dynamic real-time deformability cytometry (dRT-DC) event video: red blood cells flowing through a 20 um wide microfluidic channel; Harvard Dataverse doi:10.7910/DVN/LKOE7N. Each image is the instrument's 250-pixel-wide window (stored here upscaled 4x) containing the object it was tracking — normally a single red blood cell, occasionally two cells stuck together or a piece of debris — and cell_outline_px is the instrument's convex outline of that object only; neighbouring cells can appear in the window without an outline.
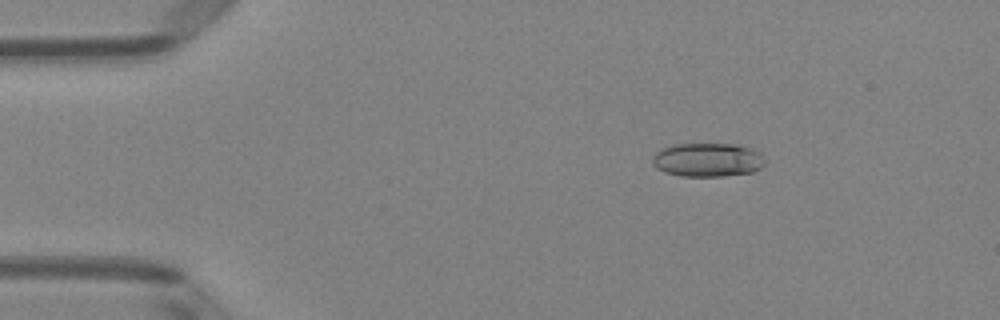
{"species": "Egyptian fruit bat (a non-hibernating species)", "species_latin": "Rousettus aegyptiacus", "temperature_condition": "room temperature", "stored_images_in_passage": 50, "camera_frame_rate_fps": 3000, "um_per_image_px": 0.085, "animal": {"sex": "female"}, "frame": {"image": 1, "passage_image": 8, "time_ms": 2.333, "image_size_px": [1000, 320], "cell_outline_px": [[764, 164], [760, 168], [752, 172], [724, 176], [680, 176], [664, 172], [656, 168], [652, 164], [652, 156], [660, 148], [672, 144], [736, 144], [760, 152], [764, 160]], "centroid_in_image_um": [60.09, 13.58], "position_along_channel_um": 24.9, "area_um2": 22.31}}
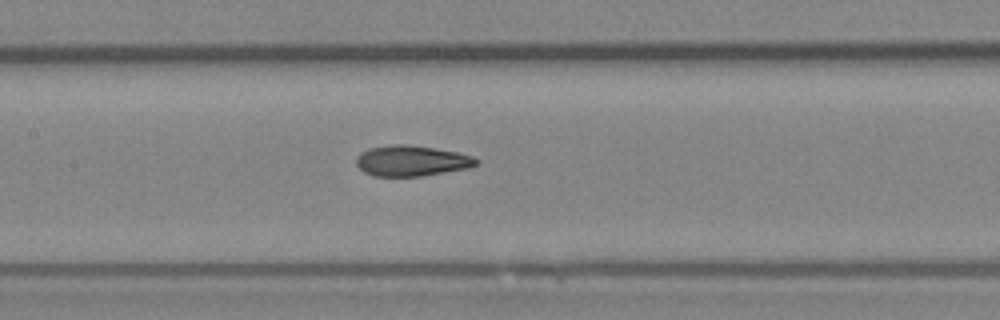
{"frame": {"image": 2, "passage_image": 24, "time_ms": 7.667, "image_size_px": [1000, 320], "cell_outline_px": [[480, 160], [476, 164], [468, 168], [420, 176], [372, 176], [364, 172], [356, 164], [356, 156], [360, 152], [368, 148], [392, 144], [404, 144], [432, 148], [456, 152], [472, 156]], "centroid_in_image_um": [34.93, 13.67], "position_along_channel_um": 172.5, "area_um2": 21.33}}
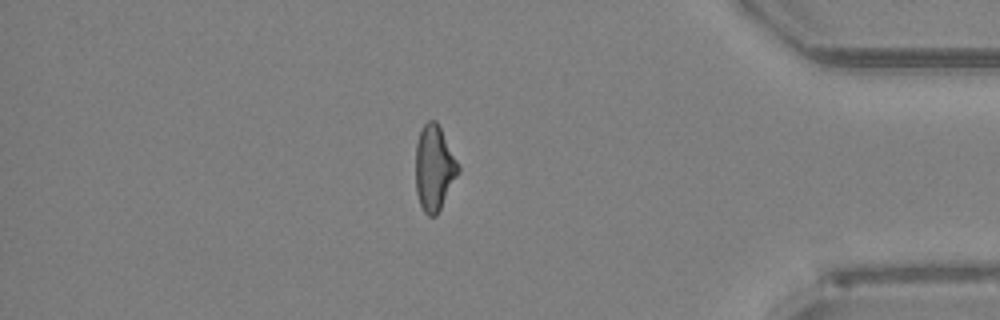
{"frame": {"image": 3, "passage_image": 43, "time_ms": 14.0, "image_size_px": [1000, 320], "cell_outline_px": [[460, 172], [436, 216], [428, 216], [424, 212], [420, 204], [416, 192], [416, 144], [420, 132], [424, 124], [428, 120], [436, 120], [460, 164]], "centroid_in_image_um": [36.92, 14.28], "position_along_channel_um": 398.3, "area_um2": 21.27}, "authors_computed_cell_mechanics": {"area_um2": 21.9062, "velocity_mm_per_s": 4.0942, "shape_relaxation_time_tau1_ms": null, "shape_relaxation_time_tau2_ms": 2.1314, "deformation_change_tau1": null, "deformation_change_tau2": 0.0921}}